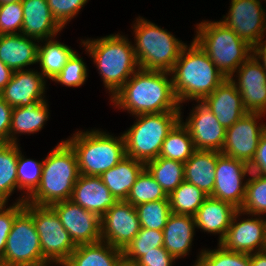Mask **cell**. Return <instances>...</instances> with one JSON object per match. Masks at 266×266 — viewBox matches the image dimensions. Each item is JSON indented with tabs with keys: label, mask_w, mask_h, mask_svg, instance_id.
I'll use <instances>...</instances> for the list:
<instances>
[{
	"label": "cell",
	"mask_w": 266,
	"mask_h": 266,
	"mask_svg": "<svg viewBox=\"0 0 266 266\" xmlns=\"http://www.w3.org/2000/svg\"><path fill=\"white\" fill-rule=\"evenodd\" d=\"M169 72L138 68L130 79L111 97L115 107L132 115L181 112Z\"/></svg>",
	"instance_id": "cell-1"
},
{
	"label": "cell",
	"mask_w": 266,
	"mask_h": 266,
	"mask_svg": "<svg viewBox=\"0 0 266 266\" xmlns=\"http://www.w3.org/2000/svg\"><path fill=\"white\" fill-rule=\"evenodd\" d=\"M170 74L179 104L202 101L226 79L194 40L183 48Z\"/></svg>",
	"instance_id": "cell-2"
},
{
	"label": "cell",
	"mask_w": 266,
	"mask_h": 266,
	"mask_svg": "<svg viewBox=\"0 0 266 266\" xmlns=\"http://www.w3.org/2000/svg\"><path fill=\"white\" fill-rule=\"evenodd\" d=\"M80 176L77 157L72 147L61 141L43 160L40 183L26 199L27 203L50 206L70 200L73 188Z\"/></svg>",
	"instance_id": "cell-3"
},
{
	"label": "cell",
	"mask_w": 266,
	"mask_h": 266,
	"mask_svg": "<svg viewBox=\"0 0 266 266\" xmlns=\"http://www.w3.org/2000/svg\"><path fill=\"white\" fill-rule=\"evenodd\" d=\"M82 43L94 59L104 85L113 97L139 68L134 46L119 33L101 39L82 40Z\"/></svg>",
	"instance_id": "cell-4"
},
{
	"label": "cell",
	"mask_w": 266,
	"mask_h": 266,
	"mask_svg": "<svg viewBox=\"0 0 266 266\" xmlns=\"http://www.w3.org/2000/svg\"><path fill=\"white\" fill-rule=\"evenodd\" d=\"M196 28L197 35L193 40L226 78L233 77L252 55V47L220 21H204Z\"/></svg>",
	"instance_id": "cell-5"
},
{
	"label": "cell",
	"mask_w": 266,
	"mask_h": 266,
	"mask_svg": "<svg viewBox=\"0 0 266 266\" xmlns=\"http://www.w3.org/2000/svg\"><path fill=\"white\" fill-rule=\"evenodd\" d=\"M65 141L76 154L80 174L86 176H100L126 156L123 134L114 138L99 130L78 131Z\"/></svg>",
	"instance_id": "cell-6"
},
{
	"label": "cell",
	"mask_w": 266,
	"mask_h": 266,
	"mask_svg": "<svg viewBox=\"0 0 266 266\" xmlns=\"http://www.w3.org/2000/svg\"><path fill=\"white\" fill-rule=\"evenodd\" d=\"M133 29L134 54L139 68L170 73L187 44L144 18H137Z\"/></svg>",
	"instance_id": "cell-7"
},
{
	"label": "cell",
	"mask_w": 266,
	"mask_h": 266,
	"mask_svg": "<svg viewBox=\"0 0 266 266\" xmlns=\"http://www.w3.org/2000/svg\"><path fill=\"white\" fill-rule=\"evenodd\" d=\"M138 119L124 134L126 156L147 162L159 157L162 143L182 119L181 112L136 115Z\"/></svg>",
	"instance_id": "cell-8"
},
{
	"label": "cell",
	"mask_w": 266,
	"mask_h": 266,
	"mask_svg": "<svg viewBox=\"0 0 266 266\" xmlns=\"http://www.w3.org/2000/svg\"><path fill=\"white\" fill-rule=\"evenodd\" d=\"M24 209L33 217L43 257L50 264L62 265L77 245L62 225L56 212L50 206H39L27 202Z\"/></svg>",
	"instance_id": "cell-9"
},
{
	"label": "cell",
	"mask_w": 266,
	"mask_h": 266,
	"mask_svg": "<svg viewBox=\"0 0 266 266\" xmlns=\"http://www.w3.org/2000/svg\"><path fill=\"white\" fill-rule=\"evenodd\" d=\"M0 262L4 266H47L33 217L24 209L14 220Z\"/></svg>",
	"instance_id": "cell-10"
},
{
	"label": "cell",
	"mask_w": 266,
	"mask_h": 266,
	"mask_svg": "<svg viewBox=\"0 0 266 266\" xmlns=\"http://www.w3.org/2000/svg\"><path fill=\"white\" fill-rule=\"evenodd\" d=\"M246 174H250L248 164L217 151L215 185L210 196L240 210L246 196V182H243Z\"/></svg>",
	"instance_id": "cell-11"
},
{
	"label": "cell",
	"mask_w": 266,
	"mask_h": 266,
	"mask_svg": "<svg viewBox=\"0 0 266 266\" xmlns=\"http://www.w3.org/2000/svg\"><path fill=\"white\" fill-rule=\"evenodd\" d=\"M263 113L247 112L233 126L226 129L225 142L221 153L250 164L255 156L261 135L266 125H258Z\"/></svg>",
	"instance_id": "cell-12"
},
{
	"label": "cell",
	"mask_w": 266,
	"mask_h": 266,
	"mask_svg": "<svg viewBox=\"0 0 266 266\" xmlns=\"http://www.w3.org/2000/svg\"><path fill=\"white\" fill-rule=\"evenodd\" d=\"M222 22L251 47L264 38L266 31L265 9L260 0H231V7Z\"/></svg>",
	"instance_id": "cell-13"
},
{
	"label": "cell",
	"mask_w": 266,
	"mask_h": 266,
	"mask_svg": "<svg viewBox=\"0 0 266 266\" xmlns=\"http://www.w3.org/2000/svg\"><path fill=\"white\" fill-rule=\"evenodd\" d=\"M140 228L136 208L126 200L117 201L101 217V240L123 251Z\"/></svg>",
	"instance_id": "cell-14"
},
{
	"label": "cell",
	"mask_w": 266,
	"mask_h": 266,
	"mask_svg": "<svg viewBox=\"0 0 266 266\" xmlns=\"http://www.w3.org/2000/svg\"><path fill=\"white\" fill-rule=\"evenodd\" d=\"M50 207L76 245L101 240V217L96 212L85 210L71 200L56 202Z\"/></svg>",
	"instance_id": "cell-15"
},
{
	"label": "cell",
	"mask_w": 266,
	"mask_h": 266,
	"mask_svg": "<svg viewBox=\"0 0 266 266\" xmlns=\"http://www.w3.org/2000/svg\"><path fill=\"white\" fill-rule=\"evenodd\" d=\"M241 214V210L235 213L219 244L226 250L246 254L266 250V219L249 218L237 222V217Z\"/></svg>",
	"instance_id": "cell-16"
},
{
	"label": "cell",
	"mask_w": 266,
	"mask_h": 266,
	"mask_svg": "<svg viewBox=\"0 0 266 266\" xmlns=\"http://www.w3.org/2000/svg\"><path fill=\"white\" fill-rule=\"evenodd\" d=\"M238 82L230 77L241 94L248 112L266 113V70L251 55L236 71Z\"/></svg>",
	"instance_id": "cell-17"
},
{
	"label": "cell",
	"mask_w": 266,
	"mask_h": 266,
	"mask_svg": "<svg viewBox=\"0 0 266 266\" xmlns=\"http://www.w3.org/2000/svg\"><path fill=\"white\" fill-rule=\"evenodd\" d=\"M197 102L188 120L182 123L188 128L195 149L221 152L226 129L202 101Z\"/></svg>",
	"instance_id": "cell-18"
},
{
	"label": "cell",
	"mask_w": 266,
	"mask_h": 266,
	"mask_svg": "<svg viewBox=\"0 0 266 266\" xmlns=\"http://www.w3.org/2000/svg\"><path fill=\"white\" fill-rule=\"evenodd\" d=\"M44 79L40 72L33 70L14 71L11 80L0 92V96L12 108L31 106L44 101L46 88Z\"/></svg>",
	"instance_id": "cell-19"
},
{
	"label": "cell",
	"mask_w": 266,
	"mask_h": 266,
	"mask_svg": "<svg viewBox=\"0 0 266 266\" xmlns=\"http://www.w3.org/2000/svg\"><path fill=\"white\" fill-rule=\"evenodd\" d=\"M202 102L225 129L233 126L248 112L243 106L241 94L230 78H226Z\"/></svg>",
	"instance_id": "cell-20"
},
{
	"label": "cell",
	"mask_w": 266,
	"mask_h": 266,
	"mask_svg": "<svg viewBox=\"0 0 266 266\" xmlns=\"http://www.w3.org/2000/svg\"><path fill=\"white\" fill-rule=\"evenodd\" d=\"M70 200L83 209L102 217L118 200L111 194L99 176L80 174Z\"/></svg>",
	"instance_id": "cell-21"
},
{
	"label": "cell",
	"mask_w": 266,
	"mask_h": 266,
	"mask_svg": "<svg viewBox=\"0 0 266 266\" xmlns=\"http://www.w3.org/2000/svg\"><path fill=\"white\" fill-rule=\"evenodd\" d=\"M23 25L21 34L37 42L50 39L63 28L52 16L47 0H22Z\"/></svg>",
	"instance_id": "cell-22"
},
{
	"label": "cell",
	"mask_w": 266,
	"mask_h": 266,
	"mask_svg": "<svg viewBox=\"0 0 266 266\" xmlns=\"http://www.w3.org/2000/svg\"><path fill=\"white\" fill-rule=\"evenodd\" d=\"M238 210L231 203L208 196L194 215L195 225L204 232L220 234V242Z\"/></svg>",
	"instance_id": "cell-23"
},
{
	"label": "cell",
	"mask_w": 266,
	"mask_h": 266,
	"mask_svg": "<svg viewBox=\"0 0 266 266\" xmlns=\"http://www.w3.org/2000/svg\"><path fill=\"white\" fill-rule=\"evenodd\" d=\"M38 45L20 33L0 35V61L13 71L23 70L38 63Z\"/></svg>",
	"instance_id": "cell-24"
},
{
	"label": "cell",
	"mask_w": 266,
	"mask_h": 266,
	"mask_svg": "<svg viewBox=\"0 0 266 266\" xmlns=\"http://www.w3.org/2000/svg\"><path fill=\"white\" fill-rule=\"evenodd\" d=\"M196 228L194 216L171 213L163 228V247L176 259L190 251Z\"/></svg>",
	"instance_id": "cell-25"
},
{
	"label": "cell",
	"mask_w": 266,
	"mask_h": 266,
	"mask_svg": "<svg viewBox=\"0 0 266 266\" xmlns=\"http://www.w3.org/2000/svg\"><path fill=\"white\" fill-rule=\"evenodd\" d=\"M217 151L195 150L184 163V181L194 184L207 196L213 193Z\"/></svg>",
	"instance_id": "cell-26"
},
{
	"label": "cell",
	"mask_w": 266,
	"mask_h": 266,
	"mask_svg": "<svg viewBox=\"0 0 266 266\" xmlns=\"http://www.w3.org/2000/svg\"><path fill=\"white\" fill-rule=\"evenodd\" d=\"M122 259V250L100 240L77 245L62 266H117Z\"/></svg>",
	"instance_id": "cell-27"
},
{
	"label": "cell",
	"mask_w": 266,
	"mask_h": 266,
	"mask_svg": "<svg viewBox=\"0 0 266 266\" xmlns=\"http://www.w3.org/2000/svg\"><path fill=\"white\" fill-rule=\"evenodd\" d=\"M145 168L143 162L125 156L116 166L102 173L99 177L118 200H126L136 178Z\"/></svg>",
	"instance_id": "cell-28"
},
{
	"label": "cell",
	"mask_w": 266,
	"mask_h": 266,
	"mask_svg": "<svg viewBox=\"0 0 266 266\" xmlns=\"http://www.w3.org/2000/svg\"><path fill=\"white\" fill-rule=\"evenodd\" d=\"M48 116L49 111L46 100L37 102L31 106L13 108L11 114L9 143L17 144L15 134H31L41 130L45 124L44 122L48 120Z\"/></svg>",
	"instance_id": "cell-29"
},
{
	"label": "cell",
	"mask_w": 266,
	"mask_h": 266,
	"mask_svg": "<svg viewBox=\"0 0 266 266\" xmlns=\"http://www.w3.org/2000/svg\"><path fill=\"white\" fill-rule=\"evenodd\" d=\"M45 45L38 46L37 62L41 66V74L53 80L75 53L71 47L50 39L44 40Z\"/></svg>",
	"instance_id": "cell-30"
},
{
	"label": "cell",
	"mask_w": 266,
	"mask_h": 266,
	"mask_svg": "<svg viewBox=\"0 0 266 266\" xmlns=\"http://www.w3.org/2000/svg\"><path fill=\"white\" fill-rule=\"evenodd\" d=\"M195 150L190 132L180 120L162 143L159 157L185 163Z\"/></svg>",
	"instance_id": "cell-31"
},
{
	"label": "cell",
	"mask_w": 266,
	"mask_h": 266,
	"mask_svg": "<svg viewBox=\"0 0 266 266\" xmlns=\"http://www.w3.org/2000/svg\"><path fill=\"white\" fill-rule=\"evenodd\" d=\"M18 144H0V203H6L13 191L18 189Z\"/></svg>",
	"instance_id": "cell-32"
},
{
	"label": "cell",
	"mask_w": 266,
	"mask_h": 266,
	"mask_svg": "<svg viewBox=\"0 0 266 266\" xmlns=\"http://www.w3.org/2000/svg\"><path fill=\"white\" fill-rule=\"evenodd\" d=\"M145 168L167 195L184 181V163L182 162L158 157L147 162Z\"/></svg>",
	"instance_id": "cell-33"
},
{
	"label": "cell",
	"mask_w": 266,
	"mask_h": 266,
	"mask_svg": "<svg viewBox=\"0 0 266 266\" xmlns=\"http://www.w3.org/2000/svg\"><path fill=\"white\" fill-rule=\"evenodd\" d=\"M208 196L194 184L183 181L168 195L171 212L194 216Z\"/></svg>",
	"instance_id": "cell-34"
},
{
	"label": "cell",
	"mask_w": 266,
	"mask_h": 266,
	"mask_svg": "<svg viewBox=\"0 0 266 266\" xmlns=\"http://www.w3.org/2000/svg\"><path fill=\"white\" fill-rule=\"evenodd\" d=\"M156 200H168V195L144 168L136 178L126 201L136 207L139 204Z\"/></svg>",
	"instance_id": "cell-35"
},
{
	"label": "cell",
	"mask_w": 266,
	"mask_h": 266,
	"mask_svg": "<svg viewBox=\"0 0 266 266\" xmlns=\"http://www.w3.org/2000/svg\"><path fill=\"white\" fill-rule=\"evenodd\" d=\"M246 180V196L241 211L244 214H266V176L250 173Z\"/></svg>",
	"instance_id": "cell-36"
},
{
	"label": "cell",
	"mask_w": 266,
	"mask_h": 266,
	"mask_svg": "<svg viewBox=\"0 0 266 266\" xmlns=\"http://www.w3.org/2000/svg\"><path fill=\"white\" fill-rule=\"evenodd\" d=\"M161 246H163V231L141 227L139 233L122 251L123 259L136 263L147 252Z\"/></svg>",
	"instance_id": "cell-37"
},
{
	"label": "cell",
	"mask_w": 266,
	"mask_h": 266,
	"mask_svg": "<svg viewBox=\"0 0 266 266\" xmlns=\"http://www.w3.org/2000/svg\"><path fill=\"white\" fill-rule=\"evenodd\" d=\"M135 208L137 210L140 227L151 230L163 231L172 213L169 200L145 202L137 205Z\"/></svg>",
	"instance_id": "cell-38"
},
{
	"label": "cell",
	"mask_w": 266,
	"mask_h": 266,
	"mask_svg": "<svg viewBox=\"0 0 266 266\" xmlns=\"http://www.w3.org/2000/svg\"><path fill=\"white\" fill-rule=\"evenodd\" d=\"M218 245V249L201 250L193 266H250V254L229 251Z\"/></svg>",
	"instance_id": "cell-39"
},
{
	"label": "cell",
	"mask_w": 266,
	"mask_h": 266,
	"mask_svg": "<svg viewBox=\"0 0 266 266\" xmlns=\"http://www.w3.org/2000/svg\"><path fill=\"white\" fill-rule=\"evenodd\" d=\"M43 169V161L38 162L33 159H25L18 147L17 159V179L18 189H26V194L29 197L38 187Z\"/></svg>",
	"instance_id": "cell-40"
},
{
	"label": "cell",
	"mask_w": 266,
	"mask_h": 266,
	"mask_svg": "<svg viewBox=\"0 0 266 266\" xmlns=\"http://www.w3.org/2000/svg\"><path fill=\"white\" fill-rule=\"evenodd\" d=\"M87 76L86 64L75 52L52 81L59 82L68 87H78L84 84Z\"/></svg>",
	"instance_id": "cell-41"
},
{
	"label": "cell",
	"mask_w": 266,
	"mask_h": 266,
	"mask_svg": "<svg viewBox=\"0 0 266 266\" xmlns=\"http://www.w3.org/2000/svg\"><path fill=\"white\" fill-rule=\"evenodd\" d=\"M23 16L21 1L0 5V35L21 34Z\"/></svg>",
	"instance_id": "cell-42"
},
{
	"label": "cell",
	"mask_w": 266,
	"mask_h": 266,
	"mask_svg": "<svg viewBox=\"0 0 266 266\" xmlns=\"http://www.w3.org/2000/svg\"><path fill=\"white\" fill-rule=\"evenodd\" d=\"M27 196L19 198L9 208H4L6 203H0V260L6 248L7 237L12 229L15 218L24 210Z\"/></svg>",
	"instance_id": "cell-43"
},
{
	"label": "cell",
	"mask_w": 266,
	"mask_h": 266,
	"mask_svg": "<svg viewBox=\"0 0 266 266\" xmlns=\"http://www.w3.org/2000/svg\"><path fill=\"white\" fill-rule=\"evenodd\" d=\"M88 0H47L52 16L64 28Z\"/></svg>",
	"instance_id": "cell-44"
},
{
	"label": "cell",
	"mask_w": 266,
	"mask_h": 266,
	"mask_svg": "<svg viewBox=\"0 0 266 266\" xmlns=\"http://www.w3.org/2000/svg\"><path fill=\"white\" fill-rule=\"evenodd\" d=\"M176 260L163 246L153 248L152 251L143 255L136 263V266H172Z\"/></svg>",
	"instance_id": "cell-45"
},
{
	"label": "cell",
	"mask_w": 266,
	"mask_h": 266,
	"mask_svg": "<svg viewBox=\"0 0 266 266\" xmlns=\"http://www.w3.org/2000/svg\"><path fill=\"white\" fill-rule=\"evenodd\" d=\"M250 173L266 176V130L261 135L255 156L249 164Z\"/></svg>",
	"instance_id": "cell-46"
},
{
	"label": "cell",
	"mask_w": 266,
	"mask_h": 266,
	"mask_svg": "<svg viewBox=\"0 0 266 266\" xmlns=\"http://www.w3.org/2000/svg\"><path fill=\"white\" fill-rule=\"evenodd\" d=\"M12 110L0 96V144L9 143Z\"/></svg>",
	"instance_id": "cell-47"
},
{
	"label": "cell",
	"mask_w": 266,
	"mask_h": 266,
	"mask_svg": "<svg viewBox=\"0 0 266 266\" xmlns=\"http://www.w3.org/2000/svg\"><path fill=\"white\" fill-rule=\"evenodd\" d=\"M252 55L257 59L263 69L266 70V40H260L252 47Z\"/></svg>",
	"instance_id": "cell-48"
},
{
	"label": "cell",
	"mask_w": 266,
	"mask_h": 266,
	"mask_svg": "<svg viewBox=\"0 0 266 266\" xmlns=\"http://www.w3.org/2000/svg\"><path fill=\"white\" fill-rule=\"evenodd\" d=\"M14 71L0 61V92L9 83Z\"/></svg>",
	"instance_id": "cell-49"
},
{
	"label": "cell",
	"mask_w": 266,
	"mask_h": 266,
	"mask_svg": "<svg viewBox=\"0 0 266 266\" xmlns=\"http://www.w3.org/2000/svg\"><path fill=\"white\" fill-rule=\"evenodd\" d=\"M250 266H266V250L250 254Z\"/></svg>",
	"instance_id": "cell-50"
},
{
	"label": "cell",
	"mask_w": 266,
	"mask_h": 266,
	"mask_svg": "<svg viewBox=\"0 0 266 266\" xmlns=\"http://www.w3.org/2000/svg\"><path fill=\"white\" fill-rule=\"evenodd\" d=\"M117 266H136V265L135 263H131L122 259Z\"/></svg>",
	"instance_id": "cell-51"
},
{
	"label": "cell",
	"mask_w": 266,
	"mask_h": 266,
	"mask_svg": "<svg viewBox=\"0 0 266 266\" xmlns=\"http://www.w3.org/2000/svg\"><path fill=\"white\" fill-rule=\"evenodd\" d=\"M19 1H22V0H0V5L13 3V2H19Z\"/></svg>",
	"instance_id": "cell-52"
}]
</instances>
